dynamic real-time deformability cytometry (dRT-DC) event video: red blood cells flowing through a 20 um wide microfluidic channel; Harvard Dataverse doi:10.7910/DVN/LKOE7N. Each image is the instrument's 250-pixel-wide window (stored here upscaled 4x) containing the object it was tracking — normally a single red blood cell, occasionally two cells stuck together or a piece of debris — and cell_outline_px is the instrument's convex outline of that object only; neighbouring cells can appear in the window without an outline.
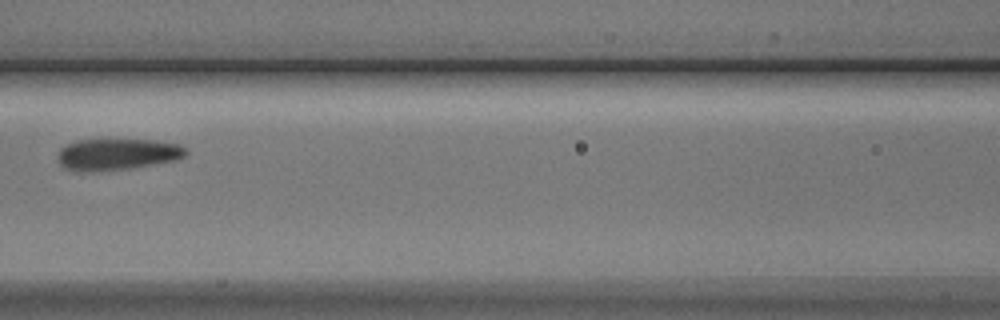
{"species": "Egyptian fruit bat (a non-hibernating species)", "species_latin": "Rousettus aegyptiacus", "temperature_condition": "cold", "stored_images_in_passage": 4, "camera_frame_rate_fps": 3000, "um_per_image_px": 0.085, "animal": {"sex": "male"}, "frame": {"image": 1, "passage_image": 4, "time_ms": 3.333, "image_size_px": [1000, 320], "cell_outline_px": [[188, 152], [184, 156], [176, 160], [132, 168], [92, 172], [76, 172], [64, 168], [60, 164], [56, 156], [60, 148], [64, 144], [76, 140], [152, 140], [180, 144]], "centroid_in_image_um": [9.89, 13.13], "position_along_channel_um": 156.7, "area_um2": 23.81}}